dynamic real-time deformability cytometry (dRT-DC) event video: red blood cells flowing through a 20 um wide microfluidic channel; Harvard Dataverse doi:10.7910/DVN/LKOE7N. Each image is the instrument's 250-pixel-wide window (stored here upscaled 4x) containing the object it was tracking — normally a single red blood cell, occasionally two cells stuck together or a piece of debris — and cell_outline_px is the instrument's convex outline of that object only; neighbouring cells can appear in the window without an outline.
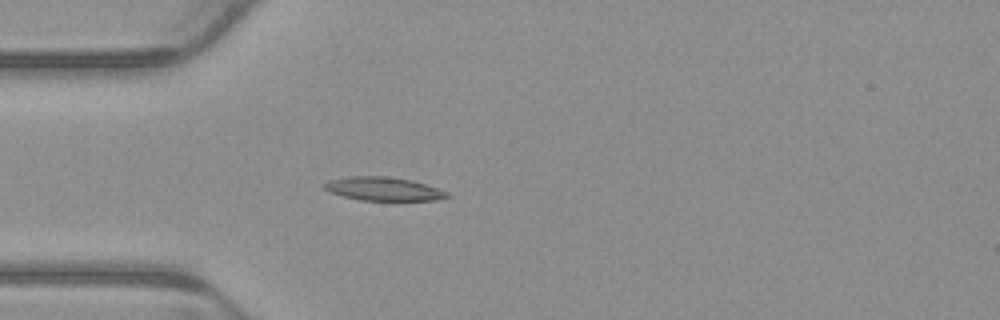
{"species": "common noctule bat (a hibernating species)", "species_latin": "Nyctalus noctula", "temperature_condition": "warm", "stored_images_in_passage": 5, "camera_frame_rate_fps": 3000, "um_per_image_px": 0.085, "animal": {"sex": "male", "body_mass_g": 23.1, "forearm_length_mm": 52.7}, "frame": {"image": 1, "passage_image": 5, "time_ms": 1.333, "image_size_px": [1000, 320], "cell_outline_px": [[452, 196], [436, 200], [360, 200], [344, 196], [332, 192], [324, 188], [324, 184], [328, 180], [348, 176], [388, 176], [412, 180], [448, 192]], "centroid_in_image_um": [32.61, 16.05], "position_along_channel_um": 52.4, "area_um2": 16.7}}